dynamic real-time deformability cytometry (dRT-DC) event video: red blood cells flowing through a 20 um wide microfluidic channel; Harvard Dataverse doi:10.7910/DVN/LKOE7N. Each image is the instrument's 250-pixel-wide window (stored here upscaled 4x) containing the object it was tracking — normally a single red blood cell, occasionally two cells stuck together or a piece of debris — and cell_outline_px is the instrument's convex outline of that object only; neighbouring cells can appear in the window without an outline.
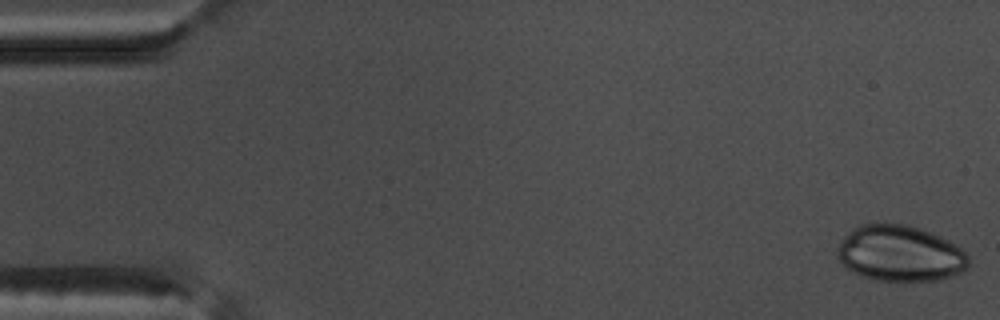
{"species": "common noctule bat (a hibernating species)", "species_latin": "Nyctalus noctula", "temperature_condition": "warm", "stored_images_in_passage": 54, "camera_frame_rate_fps": 3000, "um_per_image_px": 0.085, "animal": {"sex": "male", "body_mass_g": 17.5, "forearm_length_mm": 52.3}, "frame": {"image": 1, "passage_image": 1, "time_ms": 0.0, "image_size_px": [1000, 320], "cell_outline_px": [[968, 268], [964, 272], [940, 280], [876, 280], [852, 272], [836, 256], [836, 252], [844, 236], [852, 228], [860, 224], [908, 224], [920, 228], [940, 236], [948, 240], [960, 248], [968, 256]], "centroid_in_image_um": [76.52, 21.54], "position_along_channel_um": 8.5, "area_um2": 42.66}}
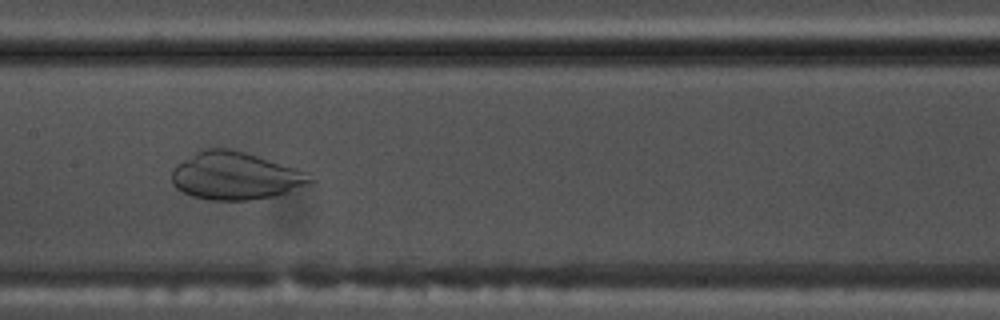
{"frame": {"image": 2, "passage_image": 27, "time_ms": 8.667, "image_size_px": [1000, 320], "cell_outline_px": [[316, 180], [284, 192], [272, 196], [248, 200], [208, 200], [192, 196], [176, 188], [172, 184], [172, 168], [176, 164], [200, 148], [232, 148], [308, 172]], "centroid_in_image_um": [19.93, 14.93], "position_along_channel_um": 187.5, "area_um2": 38.32}}
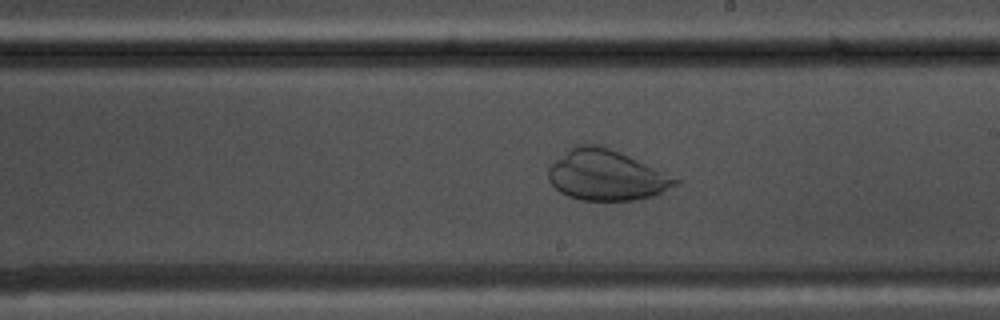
{"frame": {"image": 3, "passage_image": 31, "time_ms": 10.0, "image_size_px": [1000, 320], "cell_outline_px": [[684, 180], [652, 196], [636, 200], [580, 200], [568, 196], [560, 192], [548, 180], [548, 168], [572, 144], [600, 144]], "centroid_in_image_um": [51.51, 14.88], "position_along_channel_um": 237.5, "area_um2": 37.28}}